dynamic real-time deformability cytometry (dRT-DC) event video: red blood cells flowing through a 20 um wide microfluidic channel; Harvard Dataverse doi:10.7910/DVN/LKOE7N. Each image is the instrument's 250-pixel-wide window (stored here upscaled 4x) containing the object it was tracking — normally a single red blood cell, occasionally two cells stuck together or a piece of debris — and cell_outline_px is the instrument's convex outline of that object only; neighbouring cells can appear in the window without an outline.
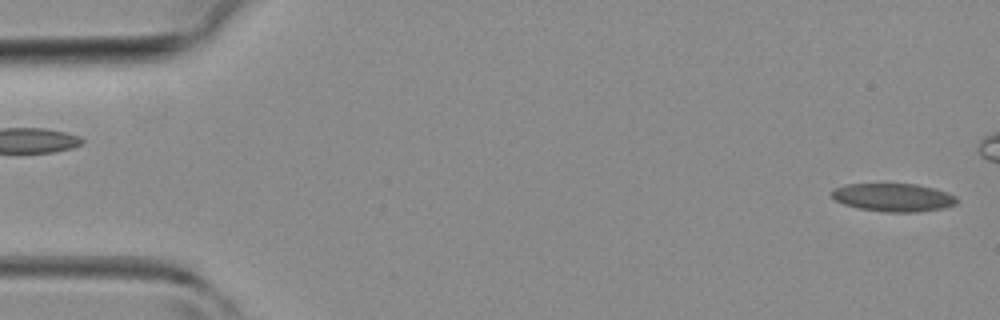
{"species": "common noctule bat (a hibernating species)", "species_latin": "Nyctalus noctula", "temperature_condition": "room temperature", "stored_images_in_passage": 36, "camera_frame_rate_fps": 3000, "um_per_image_px": 0.085, "animal": {"sex": "female", "body_mass_g": 19.3, "forearm_length_mm": 54.1}, "frame": {"image": 1, "passage_image": 1, "time_ms": 0.0, "image_size_px": [1000, 320], "cell_outline_px": [[960, 200], [956, 204], [944, 208], [920, 212], [884, 212], [860, 208], [844, 204], [836, 200], [828, 192], [832, 188], [844, 184], [916, 184], [948, 192], [956, 196]], "centroid_in_image_um": [75.94, 16.78], "position_along_channel_um": 9.1, "area_um2": 20.75}}
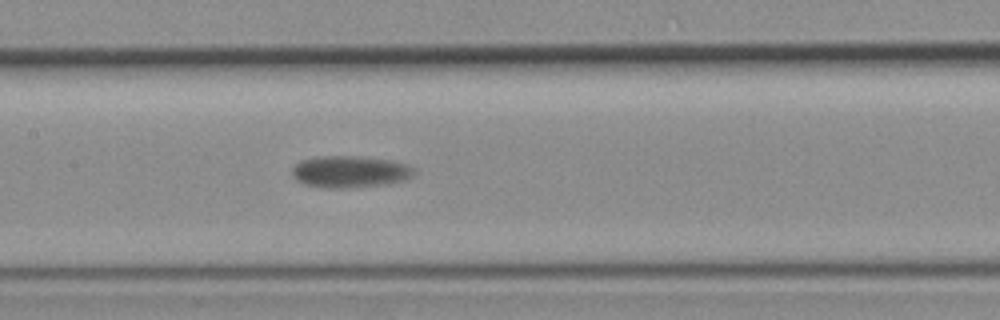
{"frame": {"image": 2, "passage_image": 21, "time_ms": 6.667, "image_size_px": [1000, 320], "cell_outline_px": [[416, 172], [412, 176], [404, 180], [388, 184], [340, 188], [324, 188], [304, 184], [296, 180], [292, 176], [292, 168], [300, 160], [320, 156], [356, 156], [392, 160], [408, 164], [416, 168]], "centroid_in_image_um": [29.76, 14.59], "position_along_channel_um": 177.6, "area_um2": 22.83}}
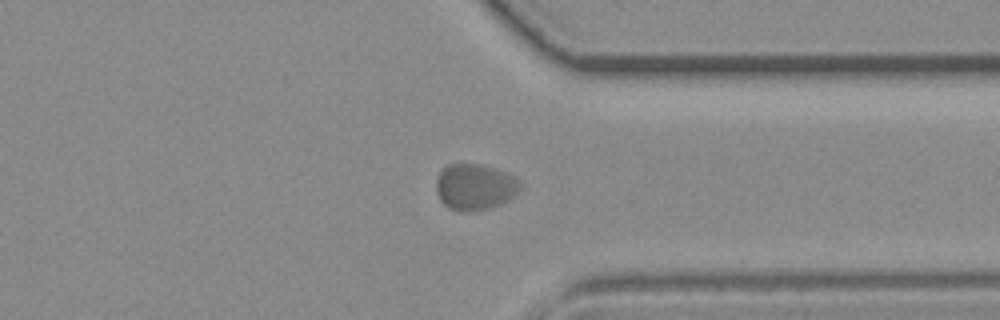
{"frame": {"image": 3, "passage_image": 34, "time_ms": 11.0, "image_size_px": [1000, 320], "cell_outline_px": [[520, 188], [508, 200], [500, 204], [488, 208], [472, 212], [460, 212], [448, 208], [440, 200], [436, 192], [436, 180], [440, 168], [444, 164], [480, 164], [516, 176], [520, 180]], "centroid_in_image_um": [40.31, 15.88], "position_along_channel_um": 371.1, "area_um2": 22.83}}